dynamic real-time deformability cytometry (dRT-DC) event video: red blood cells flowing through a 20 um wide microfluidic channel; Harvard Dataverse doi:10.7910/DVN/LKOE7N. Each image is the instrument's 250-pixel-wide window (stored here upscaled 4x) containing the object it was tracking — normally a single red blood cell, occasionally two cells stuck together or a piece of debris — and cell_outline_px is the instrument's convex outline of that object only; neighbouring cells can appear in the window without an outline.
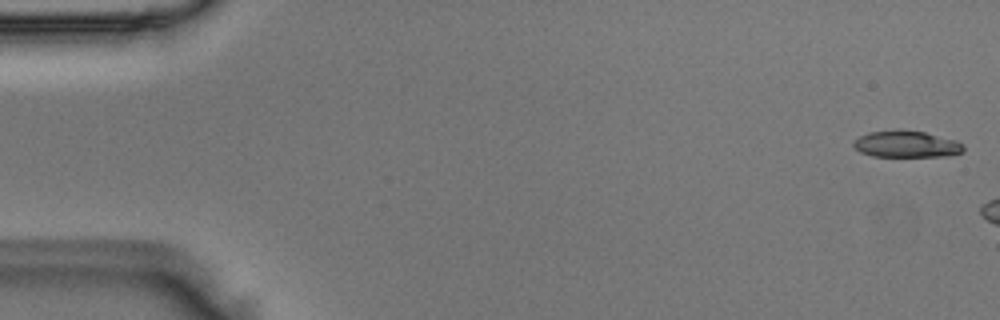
{"species": "Egyptian fruit bat (a non-hibernating species)", "species_latin": "Rousettus aegyptiacus", "temperature_condition": "room temperature", "stored_images_in_passage": 7, "camera_frame_rate_fps": 3000, "um_per_image_px": 0.085, "animal": {"sex": "male"}, "frame": {"image": 1, "passage_image": 1, "time_ms": 0.0, "image_size_px": [1000, 320], "cell_outline_px": [[964, 148], [960, 152], [948, 156], [872, 156], [860, 152], [852, 144], [852, 140], [868, 132], [896, 128], [900, 128], [924, 132], [956, 140], [964, 144]], "centroid_in_image_um": [77.0, 12.22], "position_along_channel_um": 8.0, "area_um2": 17.34}}